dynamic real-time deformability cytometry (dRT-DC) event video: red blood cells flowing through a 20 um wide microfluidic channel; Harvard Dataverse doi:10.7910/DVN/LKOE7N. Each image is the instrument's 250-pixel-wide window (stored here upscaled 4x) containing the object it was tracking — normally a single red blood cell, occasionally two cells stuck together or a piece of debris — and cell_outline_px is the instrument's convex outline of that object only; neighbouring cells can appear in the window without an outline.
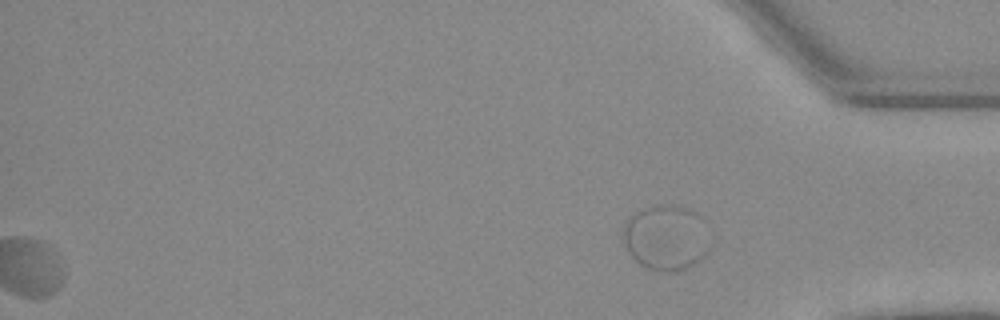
{"species": "Egyptian fruit bat (a non-hibernating species)", "species_latin": "Rousettus aegyptiacus", "temperature_condition": "warm", "stored_images_in_passage": 48, "segment_of_instrument_passage": [2, 2], "camera_frame_rate_fps": 3000, "um_per_image_px": 0.085, "animal": {"sex": "female"}, "frame": {"image": 1, "passage_image": 48, "time_ms": 15.667, "image_size_px": [1000, 320], "cell_outline_px": [[712, 244], [708, 252], [700, 260], [688, 268], [676, 272], [660, 272], [648, 268], [640, 264], [628, 252], [624, 236], [624, 220], [632, 212], [644, 208], [660, 204], [676, 204], [688, 208], [696, 212], [700, 216]], "centroid_in_image_um": [56.64, 20.19], "position_along_channel_um": 378.6, "area_um2": 33.7}}